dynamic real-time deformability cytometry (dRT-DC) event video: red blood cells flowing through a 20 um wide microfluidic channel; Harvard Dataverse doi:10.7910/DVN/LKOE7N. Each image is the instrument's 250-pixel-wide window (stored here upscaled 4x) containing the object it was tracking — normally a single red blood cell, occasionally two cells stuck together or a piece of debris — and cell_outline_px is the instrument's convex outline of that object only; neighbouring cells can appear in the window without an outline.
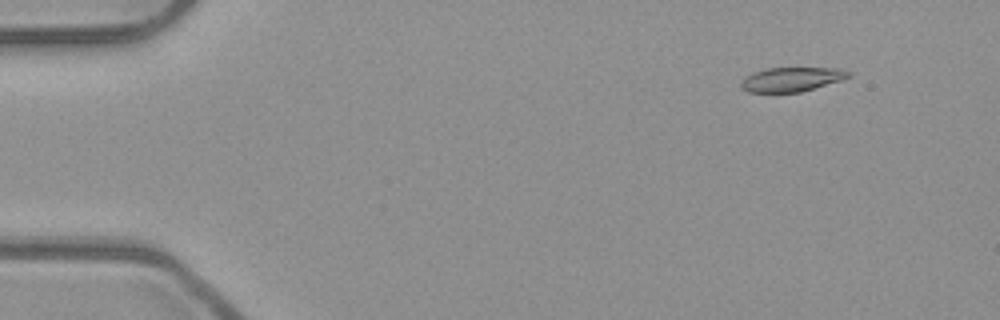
{"species": "common noctule bat (a hibernating species)", "species_latin": "Nyctalus noctula", "temperature_condition": "room temperature", "stored_images_in_passage": 53, "camera_frame_rate_fps": 3000, "um_per_image_px": 0.085, "animal": {"sex": "male", "body_mass_g": 23.1, "forearm_length_mm": 52.7}, "frame": {"image": 1, "passage_image": 6, "time_ms": 1.667, "image_size_px": [1000, 320], "cell_outline_px": [[852, 76], [840, 80], [800, 92], [748, 92], [740, 88], [740, 84], [744, 76], [752, 72], [764, 68], [844, 68], [852, 72]], "centroid_in_image_um": [67.26, 6.73], "position_along_channel_um": 17.7, "area_um2": 15.37}}
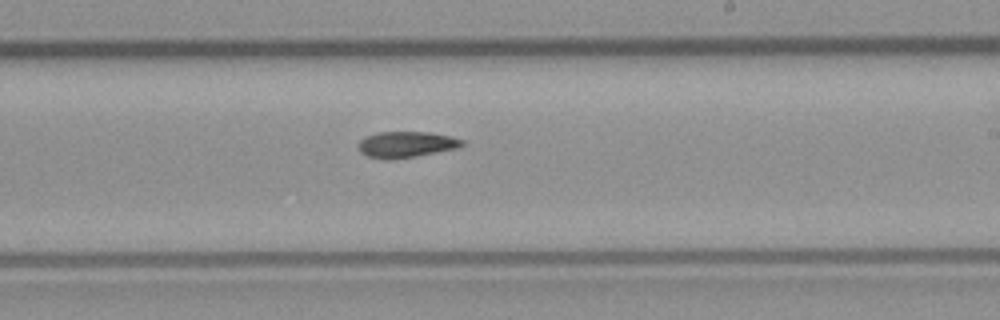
{"frame": {"image": 2, "passage_image": 32, "time_ms": 10.333, "image_size_px": [1000, 320], "cell_outline_px": [[464, 144], [456, 148], [412, 156], [384, 160], [368, 156], [360, 152], [360, 140], [364, 136], [376, 132], [432, 132], [452, 136], [464, 140]], "centroid_in_image_um": [34.52, 12.25], "position_along_channel_um": 254.5, "area_um2": 15.55}}
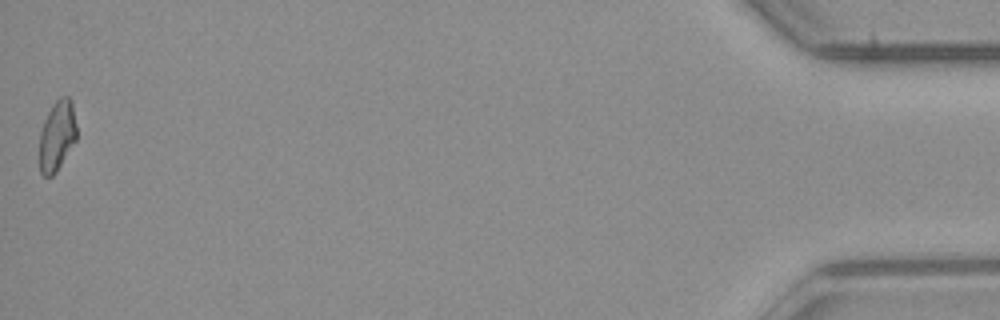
{"frame": {"image": 3, "passage_image": 53, "time_ms": 17.333, "image_size_px": [1000, 320], "cell_outline_px": [[76, 140], [56, 172], [52, 176], [44, 176], [40, 172], [40, 132], [44, 120], [48, 112], [56, 100], [60, 96], [68, 96], [72, 100], [76, 124]], "centroid_in_image_um": [4.86, 11.52], "position_along_channel_um": 430.3, "area_um2": 15.2}, "authors_computed_cell_mechanics": {"area_um2": 16.0684, "velocity_mm_per_s": 3.9453, "shape_relaxation_time_tau1_ms": 5.4511, "shape_relaxation_time_tau2_ms": null, "deformation_change_tau1": 0.1776, "deformation_change_tau2": null}}